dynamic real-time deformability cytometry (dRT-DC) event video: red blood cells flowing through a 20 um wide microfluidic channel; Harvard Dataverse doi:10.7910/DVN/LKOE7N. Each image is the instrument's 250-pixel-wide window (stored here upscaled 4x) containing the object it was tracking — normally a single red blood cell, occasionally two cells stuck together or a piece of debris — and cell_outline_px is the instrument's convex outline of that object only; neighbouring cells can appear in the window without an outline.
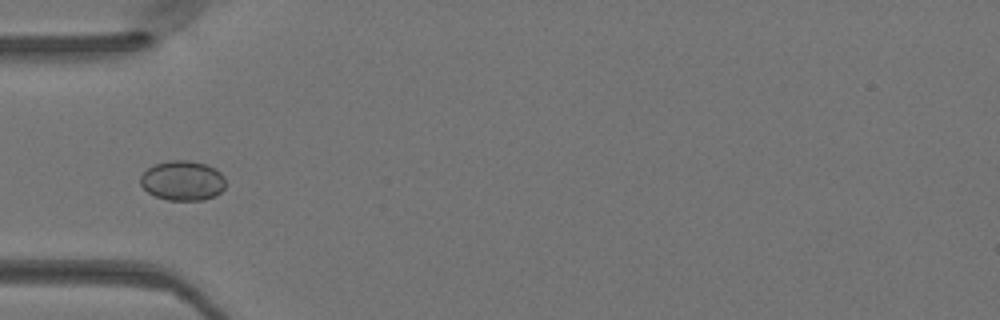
{"species": "Egyptian fruit bat (a non-hibernating species)", "species_latin": "Rousettus aegyptiacus", "temperature_condition": "warm", "stored_images_in_passage": 34, "camera_frame_rate_fps": 3000, "um_per_image_px": 0.085, "animal": {"sex": "female"}, "frame": {"image": 1, "passage_image": 4, "time_ms": 1.0, "image_size_px": [1000, 320], "cell_outline_px": [[224, 188], [216, 196], [204, 200], [168, 200], [156, 196], [148, 192], [140, 184], [140, 176], [148, 168], [156, 164], [168, 160], [188, 160], [204, 164], [216, 168], [224, 176]], "centroid_in_image_um": [15.53, 15.35], "position_along_channel_um": 69.5, "area_um2": 19.77}}
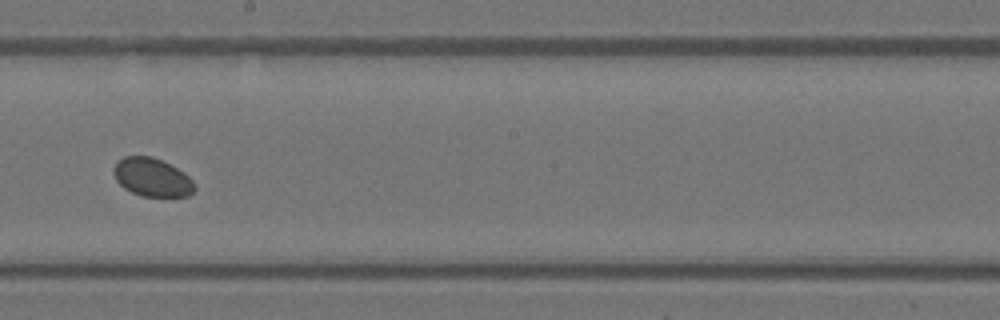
{"frame": {"image": 2, "passage_image": 16, "time_ms": 5.0, "image_size_px": [1000, 320], "cell_outline_px": [[196, 188], [188, 196], [144, 196], [132, 192], [124, 188], [116, 180], [112, 172], [116, 164], [124, 156], [152, 156], [184, 172], [192, 180]], "centroid_in_image_um": [12.92, 15.07], "position_along_channel_um": 235.3, "area_um2": 17.86}}
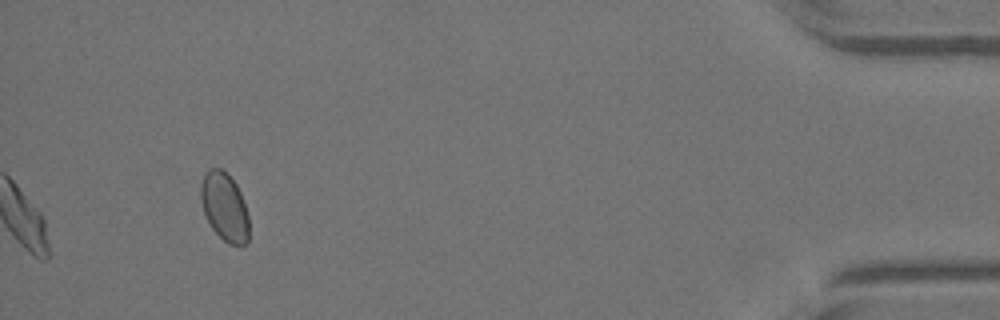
{"frame": {"image": 3, "passage_image": 34, "time_ms": 11.0, "image_size_px": [1000, 320], "cell_outline_px": [[248, 240], [244, 244], [228, 244], [212, 228], [204, 212], [200, 200], [200, 184], [204, 172], [208, 168], [220, 168], [236, 184], [240, 192], [248, 216]], "centroid_in_image_um": [19.05, 17.55], "position_along_channel_um": 416.1, "area_um2": 18.96}}